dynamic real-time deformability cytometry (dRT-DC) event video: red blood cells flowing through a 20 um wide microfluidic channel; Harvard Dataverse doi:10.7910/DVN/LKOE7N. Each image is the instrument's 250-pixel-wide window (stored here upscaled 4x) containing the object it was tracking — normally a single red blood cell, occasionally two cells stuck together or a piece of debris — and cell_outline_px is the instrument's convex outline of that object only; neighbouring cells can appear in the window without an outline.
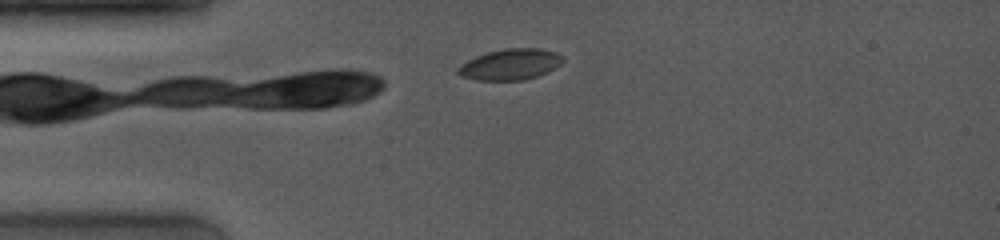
{"species": "common noctule bat (a hibernating species)", "species_latin": "Nyctalus noctula", "temperature_condition": "room temperature", "stored_images_in_passage": 49, "camera_frame_rate_fps": 4000, "um_per_image_px": 0.085, "animal": {"sex": "female", "body_mass_g": 19.0, "forearm_length_mm": 53.3}, "frame": {"image": 1, "passage_image": 1, "time_ms": 0.0, "image_size_px": [1000, 240], "cell_outline_px": [[564, 60], [560, 64], [548, 72], [524, 80], [476, 80], [460, 76], [456, 72], [456, 68], [460, 64], [476, 56], [488, 52], [504, 48], [536, 48], [556, 52], [564, 56]], "centroid_in_image_um": [43.36, 5.47], "position_along_channel_um": 41.6, "area_um2": 19.02}}
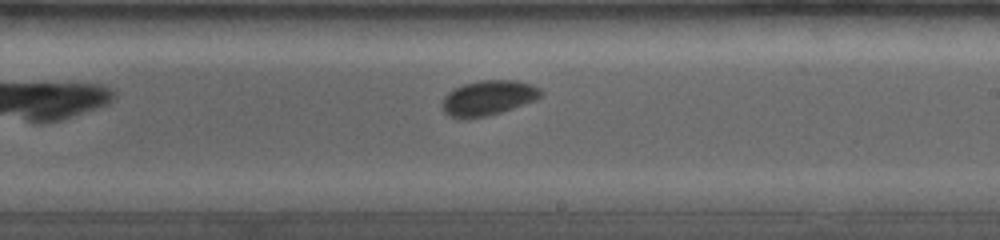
{"frame": {"image": 2, "passage_image": 24, "time_ms": 5.75, "image_size_px": [1000, 240], "cell_outline_px": [[544, 92], [536, 100], [500, 112], [484, 116], [464, 120], [448, 116], [440, 108], [444, 96], [448, 92], [464, 84], [480, 80], [516, 80], [532, 84], [540, 88]], "centroid_in_image_um": [41.47, 8.33], "position_along_channel_um": 247.5, "area_um2": 20.29}}
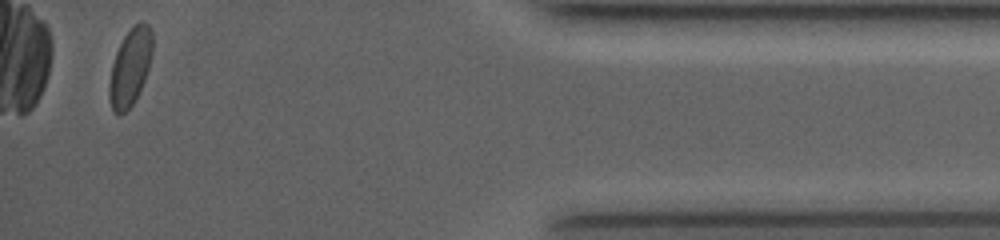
{"frame": {"image": 3, "passage_image": 46, "time_ms": 11.25, "image_size_px": [1000, 240], "cell_outline_px": [[152, 56], [144, 80], [132, 104], [124, 112], [112, 112], [108, 96], [108, 84], [112, 64], [116, 52], [124, 36], [140, 20], [144, 20], [152, 28]], "centroid_in_image_um": [11.06, 5.67], "position_along_channel_um": 424.1, "area_um2": 19.31}, "authors_computed_cell_mechanics": {"area_um2": 19.5942, "velocity_mm_per_s": 3.9976, "shape_relaxation_time_tau1_ms": 3.5364, "shape_relaxation_time_tau2_ms": null, "deformation_change_tau1": 0.0473, "deformation_change_tau2": null}}